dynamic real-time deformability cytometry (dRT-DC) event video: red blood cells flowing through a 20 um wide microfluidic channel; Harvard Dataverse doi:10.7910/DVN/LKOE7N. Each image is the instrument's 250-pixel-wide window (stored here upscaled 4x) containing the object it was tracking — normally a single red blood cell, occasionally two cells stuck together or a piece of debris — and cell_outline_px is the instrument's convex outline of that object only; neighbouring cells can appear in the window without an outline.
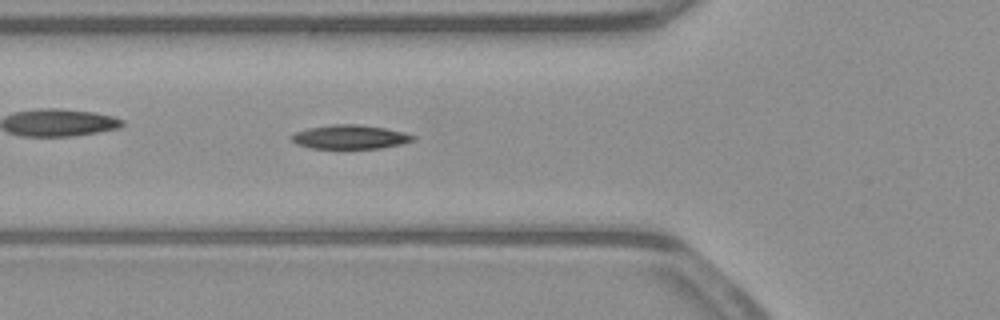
{"species": "common noctule bat (a hibernating species)", "species_latin": "Nyctalus noctula", "temperature_condition": "warm", "stored_images_in_passage": 52, "camera_frame_rate_fps": 3000, "um_per_image_px": 0.085, "animal": {"sex": "male", "body_mass_g": 23.1, "forearm_length_mm": 52.7}, "frame": {"image": 1, "passage_image": 18, "time_ms": 5.667, "image_size_px": [1000, 320], "cell_outline_px": [[416, 140], [400, 144], [380, 148], [308, 148], [296, 144], [292, 140], [292, 136], [296, 132], [308, 128], [332, 124], [360, 124], [384, 128], [404, 132], [416, 136]], "centroid_in_image_um": [29.77, 11.64], "position_along_channel_um": 96.0, "area_um2": 16.94}}
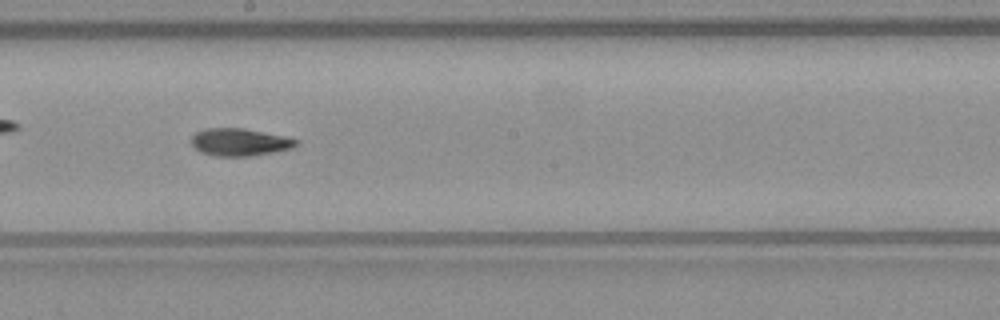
{"frame": {"image": 2, "passage_image": 28, "time_ms": 9.0, "image_size_px": [1000, 320], "cell_outline_px": [[300, 144], [292, 148], [252, 156], [212, 156], [200, 152], [192, 144], [192, 136], [196, 132], [204, 128], [244, 128], [284, 136], [296, 140]], "centroid_in_image_um": [20.35, 12.08], "position_along_channel_um": 227.8, "area_um2": 16.76}}
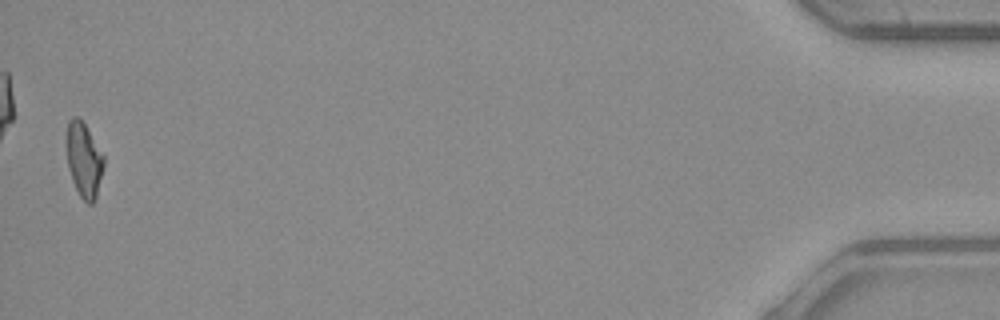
{"frame": {"image": 3, "passage_image": 51, "time_ms": 16.667, "image_size_px": [1000, 320], "cell_outline_px": [[104, 164], [96, 200], [92, 204], [88, 204], [80, 196], [72, 180], [68, 168], [64, 144], [68, 120], [72, 116], [76, 116], [84, 124], [104, 156]], "centroid_in_image_um": [7.09, 13.59], "position_along_channel_um": 428.1, "area_um2": 16.47}, "authors_computed_cell_mechanics": {"area_um2": 16.7042, "velocity_mm_per_s": 3.9374, "shape_relaxation_time_tau1_ms": null, "shape_relaxation_time_tau2_ms": 6.5764, "deformation_change_tau1": null, "deformation_change_tau2": 0.1237}}